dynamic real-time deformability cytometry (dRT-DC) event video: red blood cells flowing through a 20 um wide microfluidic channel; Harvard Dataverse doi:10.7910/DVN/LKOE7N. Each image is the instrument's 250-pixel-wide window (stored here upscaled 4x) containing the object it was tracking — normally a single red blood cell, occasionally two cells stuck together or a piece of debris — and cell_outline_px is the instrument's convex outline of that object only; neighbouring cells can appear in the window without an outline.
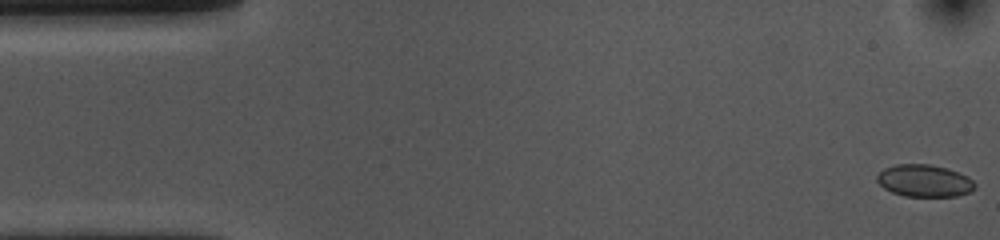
{"species": "common noctule bat (a hibernating species)", "species_latin": "Nyctalus noctula", "temperature_condition": "cold", "stored_images_in_passage": 54, "camera_frame_rate_fps": 3000, "um_per_image_px": 0.085, "animal": {"sex": "female", "body_mass_g": 10.0, "forearm_length_mm": 53.1}, "frame": {"image": 1, "passage_image": 1, "time_ms": 0.0, "image_size_px": [1000, 240], "cell_outline_px": [[976, 184], [968, 192], [956, 196], [904, 196], [892, 192], [884, 188], [876, 180], [876, 176], [884, 168], [896, 164], [928, 164], [948, 168], [968, 176]], "centroid_in_image_um": [78.55, 15.35], "position_along_channel_um": 6.5, "area_um2": 18.26}}
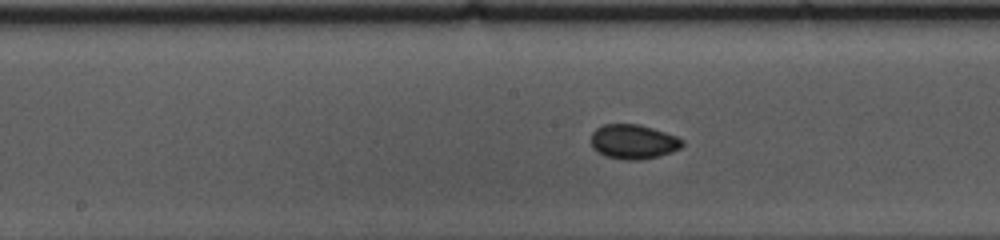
{"frame": {"image": 2, "passage_image": 26, "time_ms": 8.333, "image_size_px": [1000, 240], "cell_outline_px": [[684, 144], [680, 148], [672, 152], [640, 160], [624, 160], [604, 156], [596, 152], [592, 148], [592, 132], [596, 128], [604, 124], [640, 124], [676, 136], [684, 140]], "centroid_in_image_um": [53.81, 12.05], "position_along_channel_um": 194.4, "area_um2": 18.44}}
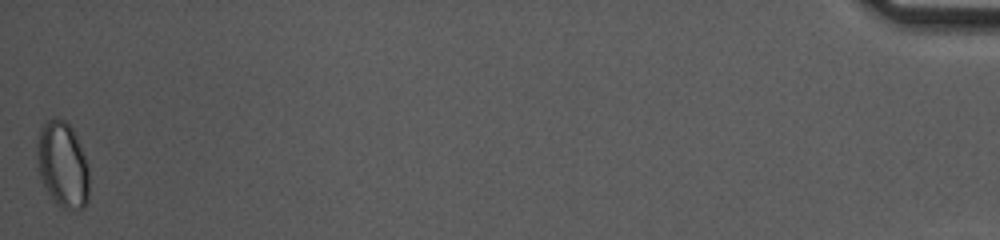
{"frame": {"image": 3, "passage_image": 54, "time_ms": 17.667, "image_size_px": [1000, 240], "cell_outline_px": [[88, 200], [84, 208], [64, 208], [52, 200], [36, 168], [36, 152], [40, 132], [44, 124], [48, 120], [56, 116], [64, 120], [72, 128], [76, 136], [84, 156], [88, 168]], "centroid_in_image_um": [5.31, 13.99], "position_along_channel_um": 429.9, "area_um2": 25.84}, "authors_computed_cell_mechanics": {"area_um2": 18.1492, "velocity_mm_per_s": 3.6281, "shape_relaxation_time_tau1_ms": 4.7424, "shape_relaxation_time_tau2_ms": 1.5454, "deformation_change_tau1": 0.0482, "deformation_change_tau2": 0.0368}}